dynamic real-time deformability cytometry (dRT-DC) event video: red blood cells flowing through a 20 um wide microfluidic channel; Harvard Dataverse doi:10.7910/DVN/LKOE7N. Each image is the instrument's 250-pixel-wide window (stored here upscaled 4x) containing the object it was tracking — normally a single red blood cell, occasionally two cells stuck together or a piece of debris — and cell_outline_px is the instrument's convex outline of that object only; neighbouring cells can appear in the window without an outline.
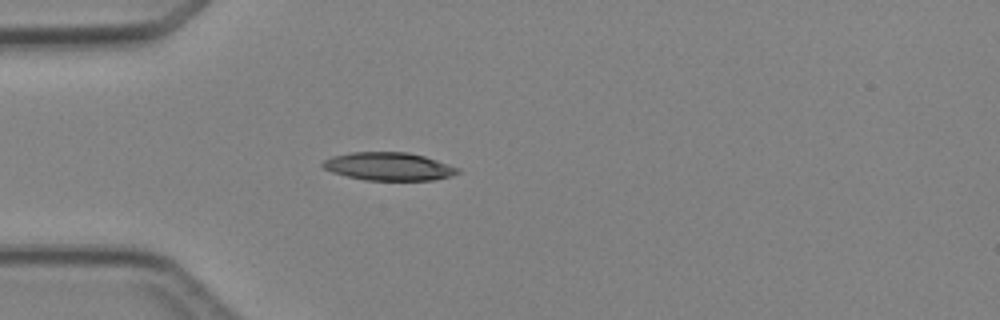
{"species": "Egyptian fruit bat (a non-hibernating species)", "species_latin": "Rousettus aegyptiacus", "temperature_condition": "cold", "stored_images_in_passage": 3, "camera_frame_rate_fps": 3000, "um_per_image_px": 0.085, "animal": {"sex": "female"}, "frame": {"image": 1, "passage_image": 3, "time_ms": 2.333, "image_size_px": [1000, 320], "cell_outline_px": [[460, 172], [448, 176], [432, 180], [364, 180], [332, 172], [324, 168], [320, 164], [324, 160], [332, 156], [352, 152], [408, 152], [424, 156], [460, 168]], "centroid_in_image_um": [33.02, 14.14], "position_along_channel_um": 52.0, "area_um2": 21.91}}